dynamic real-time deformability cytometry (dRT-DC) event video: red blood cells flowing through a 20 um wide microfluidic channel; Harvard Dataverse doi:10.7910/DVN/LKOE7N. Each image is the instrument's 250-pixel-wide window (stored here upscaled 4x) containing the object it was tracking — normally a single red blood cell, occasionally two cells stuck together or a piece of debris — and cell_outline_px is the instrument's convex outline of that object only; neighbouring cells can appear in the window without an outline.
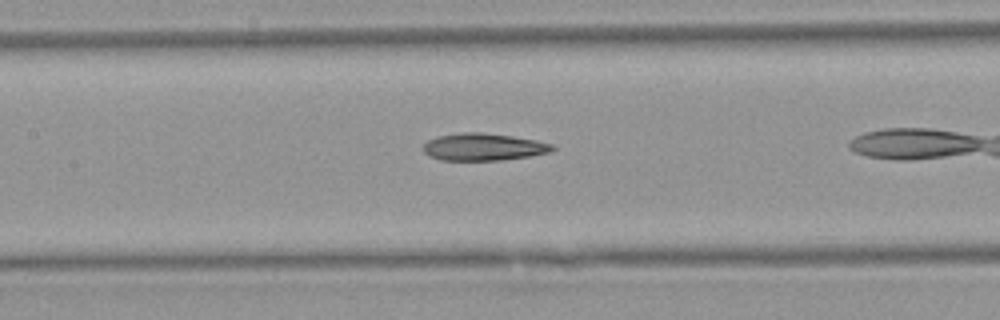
{"species": "Egyptian fruit bat (a non-hibernating species)", "species_latin": "Rousettus aegyptiacus", "temperature_condition": "warm", "stored_images_in_passage": 26, "camera_frame_rate_fps": 3000, "um_per_image_px": 0.085, "animal": {"sex": "female"}, "frame": {"image": 1, "passage_image": 9, "time_ms": 2.667, "image_size_px": [1000, 320], "cell_outline_px": [[556, 148], [548, 152], [528, 156], [500, 160], [440, 160], [428, 156], [424, 152], [424, 144], [428, 140], [436, 136], [460, 132], [480, 132], [512, 136], [536, 140], [552, 144]], "centroid_in_image_um": [41.05, 12.48], "position_along_channel_um": 166.4, "area_um2": 20.46}}
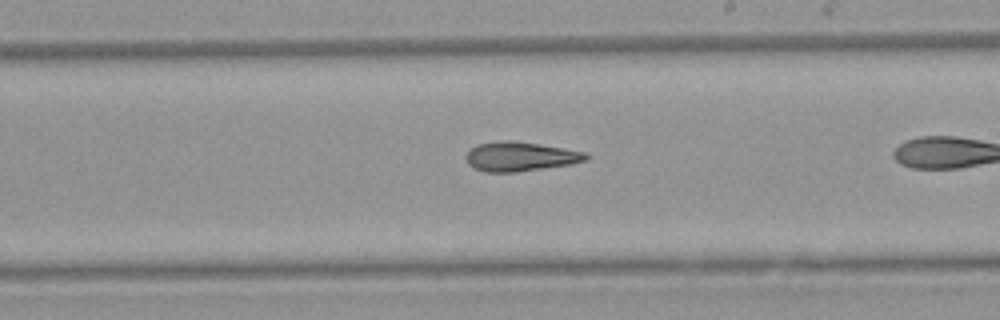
{"frame": {"image": 2, "passage_image": 15, "time_ms": 4.667, "image_size_px": [1000, 320], "cell_outline_px": [[592, 156], [588, 160], [572, 164], [516, 172], [484, 172], [472, 168], [468, 164], [464, 156], [476, 144], [500, 140], [508, 140], [564, 148], [588, 152]], "centroid_in_image_um": [44.24, 13.31], "position_along_channel_um": 244.8, "area_um2": 20.75}}
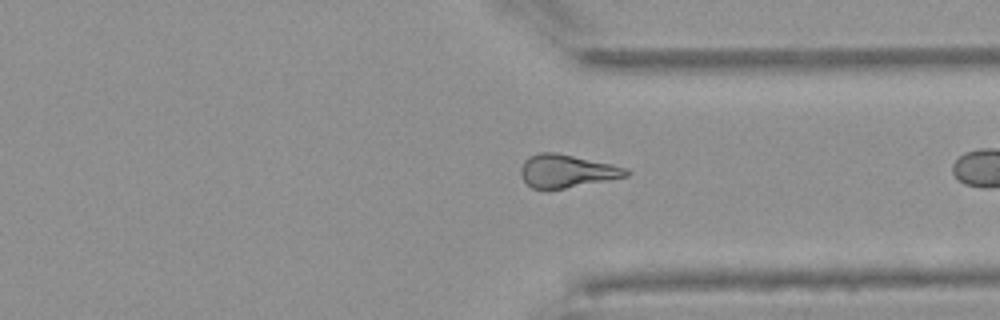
{"frame": {"image": 3, "passage_image": 24, "time_ms": 7.667, "image_size_px": [1000, 320], "cell_outline_px": [[632, 172], [628, 176], [608, 180], [564, 188], [532, 188], [520, 176], [520, 168], [524, 160], [528, 156], [540, 152], [556, 152], [628, 168]], "centroid_in_image_um": [48.17, 14.52], "position_along_channel_um": 363.2, "area_um2": 20.11}}